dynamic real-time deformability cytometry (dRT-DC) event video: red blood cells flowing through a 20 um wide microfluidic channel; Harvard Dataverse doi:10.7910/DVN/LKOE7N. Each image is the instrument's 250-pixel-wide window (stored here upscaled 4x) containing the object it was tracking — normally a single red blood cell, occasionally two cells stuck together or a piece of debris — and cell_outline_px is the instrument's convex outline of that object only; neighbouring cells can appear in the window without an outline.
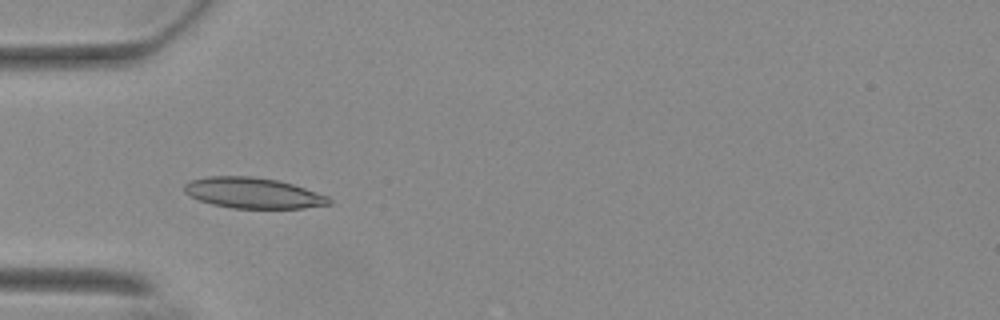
{"species": "Egyptian fruit bat (a non-hibernating species)", "species_latin": "Rousettus aegyptiacus", "temperature_condition": "warm", "stored_images_in_passage": 50, "camera_frame_rate_fps": 3000, "um_per_image_px": 0.085, "animal": {"sex": "female"}, "frame": {"image": 1, "passage_image": 12, "time_ms": 3.667, "image_size_px": [1000, 320], "cell_outline_px": [[332, 204], [304, 208], [232, 208], [212, 204], [200, 200], [184, 192], [184, 184], [192, 180], [208, 176], [252, 176], [276, 180], [292, 184], [328, 196], [332, 200]], "centroid_in_image_um": [21.52, 16.41], "position_along_channel_um": 63.5, "area_um2": 25.72}}
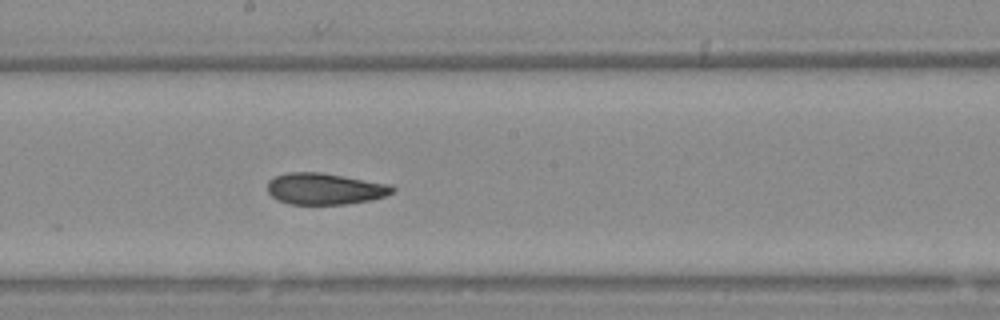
{"frame": {"image": 2, "passage_image": 25, "time_ms": 8.0, "image_size_px": [1000, 320], "cell_outline_px": [[396, 188], [392, 192], [384, 196], [372, 200], [348, 204], [288, 204], [276, 200], [268, 192], [268, 180], [276, 176], [288, 172], [320, 172], [392, 184]], "centroid_in_image_um": [27.62, 16.05], "position_along_channel_um": 220.6, "area_um2": 23.06}}
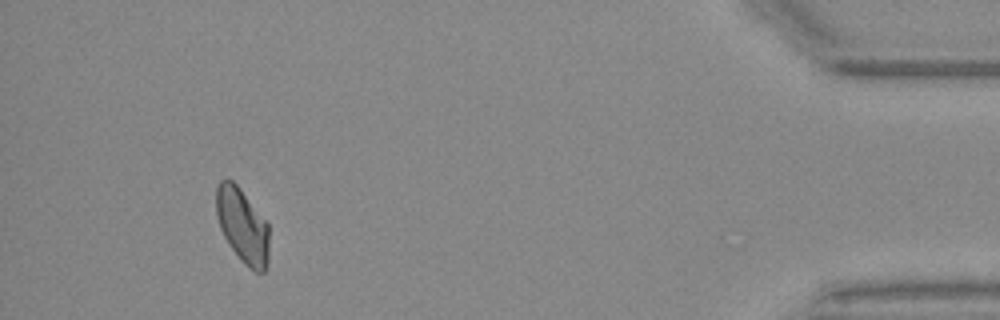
{"frame": {"image": 3, "passage_image": 46, "time_ms": 15.0, "image_size_px": [1000, 320], "cell_outline_px": [[268, 264], [264, 272], [256, 272], [248, 268], [240, 260], [228, 244], [220, 228], [216, 216], [216, 188], [220, 180], [232, 180], [240, 188], [268, 224]], "centroid_in_image_um": [20.6, 19.21], "position_along_channel_um": 414.6, "area_um2": 23.0}, "authors_computed_cell_mechanics": {"area_um2": 23.5535, "velocity_mm_per_s": 3.6779, "shape_relaxation_time_tau1_ms": 10.9741, "shape_relaxation_time_tau2_ms": 2.2366, "deformation_change_tau1": 0.1854, "deformation_change_tau2": 0.0764}}